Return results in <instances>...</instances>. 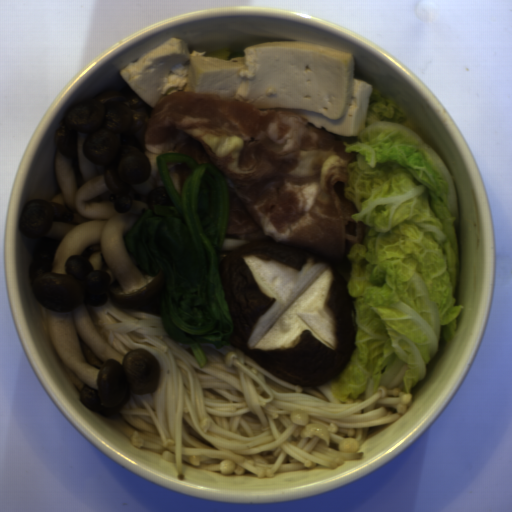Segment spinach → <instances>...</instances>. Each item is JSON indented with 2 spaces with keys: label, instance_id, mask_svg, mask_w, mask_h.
I'll return each instance as SVG.
<instances>
[{
  "label": "spinach",
  "instance_id": "1",
  "mask_svg": "<svg viewBox=\"0 0 512 512\" xmlns=\"http://www.w3.org/2000/svg\"><path fill=\"white\" fill-rule=\"evenodd\" d=\"M156 159L163 186L148 191V208L123 239L142 273L163 274L159 307L164 331L189 346L203 368L207 361L199 343L220 349L232 344L234 332L220 276V252L228 230L227 184L214 163L197 164L178 152L160 153ZM166 162L195 169L181 198Z\"/></svg>",
  "mask_w": 512,
  "mask_h": 512
}]
</instances>
